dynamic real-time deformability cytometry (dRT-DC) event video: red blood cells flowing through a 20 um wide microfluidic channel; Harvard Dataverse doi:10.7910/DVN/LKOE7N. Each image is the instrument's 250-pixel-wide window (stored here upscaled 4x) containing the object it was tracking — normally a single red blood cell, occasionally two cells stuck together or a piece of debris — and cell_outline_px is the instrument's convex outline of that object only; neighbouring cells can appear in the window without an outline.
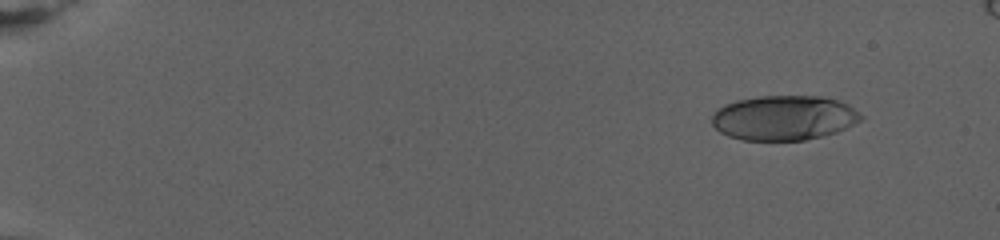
{"species": "human", "species_latin": "Homo sapiens", "temperature_condition": "warm", "stored_images_in_passage": 77, "camera_frame_rate_fps": 3000, "um_per_image_px": 0.085, "donor": {"sex": "female"}, "frame": {"image": 1, "passage_image": 8, "time_ms": 2.333, "image_size_px": [1000, 240], "cell_outline_px": [[864, 116], [860, 120], [836, 132], [824, 136], [804, 140], [744, 140], [728, 136], [720, 132], [712, 124], [712, 112], [716, 108], [724, 104], [736, 100], [760, 96], [820, 96], [836, 100], [848, 104], [860, 112]], "centroid_in_image_um": [66.6, 10.01], "position_along_channel_um": 18.4, "area_um2": 39.02}}
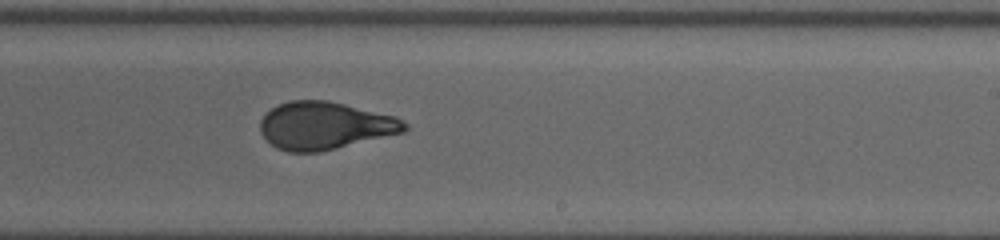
{"frame": {"image": 2, "passage_image": 50, "time_ms": 16.333, "image_size_px": [1000, 240], "cell_outline_px": [[408, 128], [404, 132], [320, 152], [288, 152], [276, 148], [260, 132], [260, 120], [276, 104], [288, 100], [328, 100], [396, 116], [408, 124]], "centroid_in_image_um": [27.61, 10.67], "position_along_channel_um": 261.4, "area_um2": 40.11}}
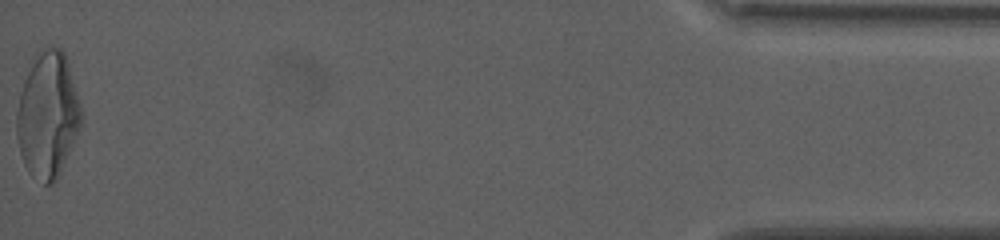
{"frame": {"image": 3, "passage_image": 77, "time_ms": 25.333, "image_size_px": [1000, 240], "cell_outline_px": [[80, 128], [60, 172], [56, 180], [52, 184], [44, 184], [28, 172], [24, 164], [20, 152], [16, 136], [16, 112], [20, 92], [32, 56], [40, 48], [48, 44], [60, 48], [64, 52], [68, 60], [80, 104]], "centroid_in_image_um": [4.03, 9.71], "position_along_channel_um": 431.2, "area_um2": 47.63}, "authors_computed_cell_mechanics": {"area_um2": 40.2866, "velocity_mm_per_s": 2.7992, "shape_relaxation_time_tau1_ms": 10.5016, "shape_relaxation_time_tau2_ms": 1.4635, "deformation_change_tau1": 0.3088, "deformation_change_tau2": 0.0789}}